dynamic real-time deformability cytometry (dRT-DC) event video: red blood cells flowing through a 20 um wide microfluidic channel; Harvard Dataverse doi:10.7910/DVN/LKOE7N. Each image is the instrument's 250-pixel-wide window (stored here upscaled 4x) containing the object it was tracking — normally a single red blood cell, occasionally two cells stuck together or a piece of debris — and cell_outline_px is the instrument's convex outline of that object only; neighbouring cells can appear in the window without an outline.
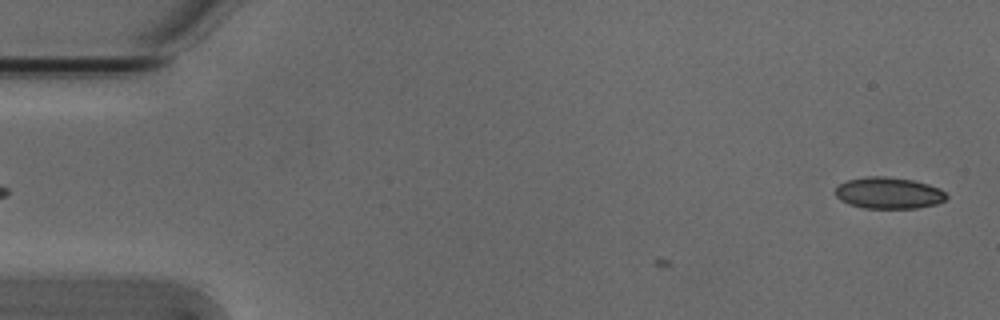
{"species": "Egyptian fruit bat (a non-hibernating species)", "species_latin": "Rousettus aegyptiacus", "temperature_condition": "cold", "stored_images_in_passage": 6, "camera_frame_rate_fps": 3000, "um_per_image_px": 0.085, "animal": {"sex": "male"}, "frame": {"image": 1, "passage_image": 6, "time_ms": 1.667, "image_size_px": [1000, 320], "cell_outline_px": [[948, 196], [944, 200], [936, 204], [916, 208], [864, 208], [848, 204], [840, 200], [836, 196], [836, 188], [840, 184], [848, 180], [864, 176], [888, 176], [912, 180], [928, 184], [940, 188]], "centroid_in_image_um": [75.53, 16.4], "position_along_channel_um": 9.5, "area_um2": 20.4}}